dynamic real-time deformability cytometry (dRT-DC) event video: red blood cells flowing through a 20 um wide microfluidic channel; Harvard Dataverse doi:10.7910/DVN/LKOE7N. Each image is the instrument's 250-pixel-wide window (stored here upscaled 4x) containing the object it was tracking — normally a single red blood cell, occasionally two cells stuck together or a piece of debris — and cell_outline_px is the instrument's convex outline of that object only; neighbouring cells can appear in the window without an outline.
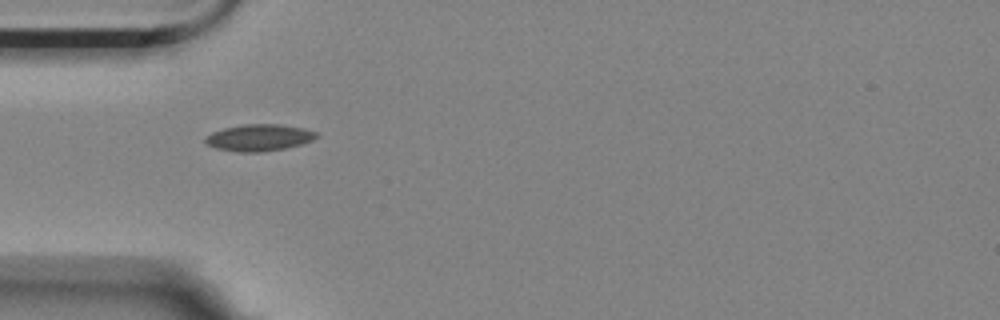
{"species": "Egyptian fruit bat (a non-hibernating species)", "species_latin": "Rousettus aegyptiacus", "temperature_condition": "room temperature", "stored_images_in_passage": 2, "camera_frame_rate_fps": 3000, "um_per_image_px": 0.085, "animal": {"sex": "female"}, "frame": {"image": 1, "passage_image": 1, "time_ms": 0.0, "image_size_px": [1000, 320], "cell_outline_px": [[320, 136], [312, 140], [300, 144], [284, 148], [260, 152], [240, 152], [216, 148], [208, 144], [204, 140], [212, 132], [224, 128], [244, 124], [280, 124], [304, 128], [316, 132]], "centroid_in_image_um": [22.05, 11.69], "position_along_channel_um": 63.0, "area_um2": 17.11}}
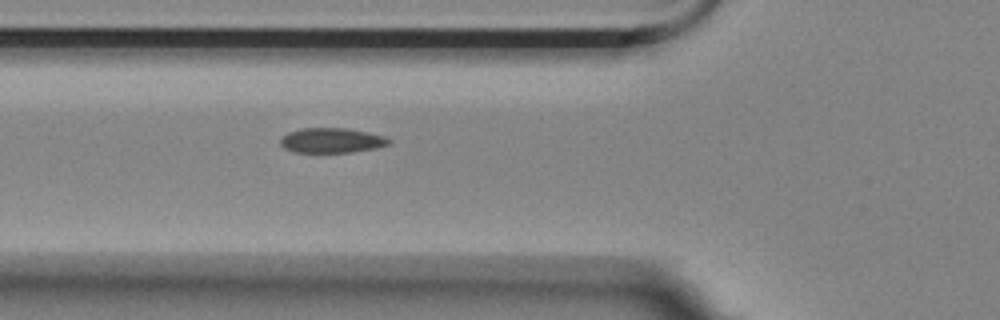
{"frame": {"image": 2, "passage_image": 2, "time_ms": 0.333, "image_size_px": [1000, 320], "cell_outline_px": [[392, 144], [376, 148], [352, 152], [296, 152], [284, 148], [280, 144], [280, 136], [288, 132], [300, 128], [348, 128], [368, 132], [384, 136], [392, 140]], "centroid_in_image_um": [28.2, 11.93], "position_along_channel_um": 97.6, "area_um2": 15.95}}